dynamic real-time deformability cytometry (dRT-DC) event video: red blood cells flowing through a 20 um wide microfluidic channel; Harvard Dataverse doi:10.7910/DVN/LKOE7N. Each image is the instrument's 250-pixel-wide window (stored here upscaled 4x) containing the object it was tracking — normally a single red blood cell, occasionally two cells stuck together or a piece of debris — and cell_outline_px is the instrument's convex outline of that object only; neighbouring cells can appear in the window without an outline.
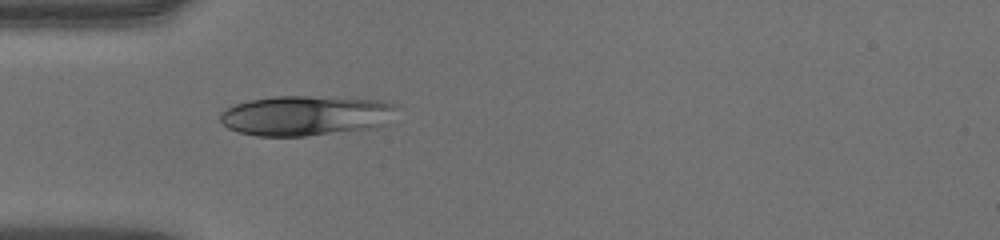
{"species": "human", "species_latin": "Homo sapiens", "temperature_condition": "warm", "stored_images_in_passage": 35, "camera_frame_rate_fps": 3000, "um_per_image_px": 0.085, "donor": {"sex": "male"}, "frame": {"image": 1, "passage_image": 1, "time_ms": 0.0, "image_size_px": [1000, 240], "cell_outline_px": [[400, 104], [384, 124], [376, 128], [308, 136], [256, 136], [240, 132], [228, 128], [220, 120], [220, 112], [236, 104], [248, 100], [272, 96], [308, 96], [384, 100]], "centroid_in_image_um": [26.01, 9.82], "position_along_channel_um": 59.0, "area_um2": 41.44}}
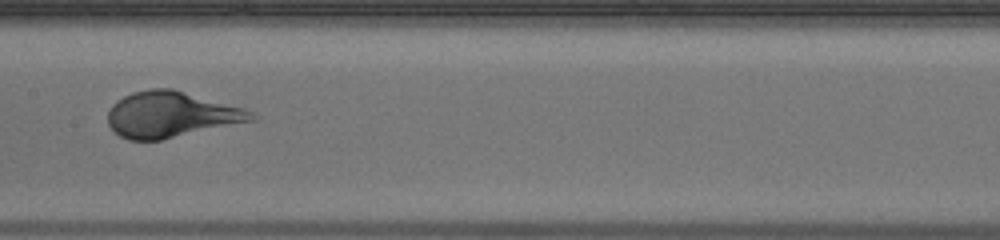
{"frame": {"image": 2, "passage_image": 11, "time_ms": 3.333, "image_size_px": [1000, 240], "cell_outline_px": [[260, 116], [256, 120], [160, 140], [128, 140], [120, 136], [108, 124], [108, 108], [116, 100], [132, 92], [148, 88], [172, 88], [244, 108]], "centroid_in_image_um": [14.54, 9.73], "position_along_channel_um": 192.9, "area_um2": 38.49}}
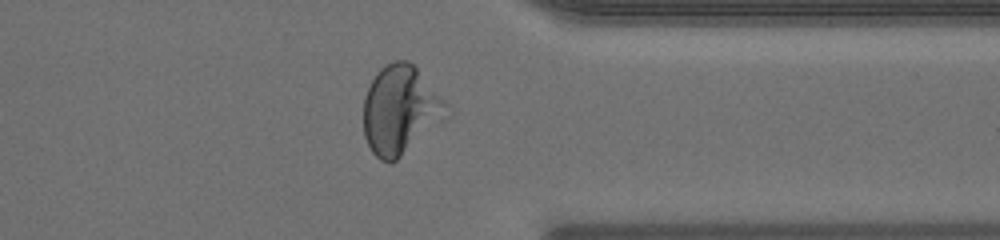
{"frame": {"image": 3, "passage_image": 25, "time_ms": 8.0, "image_size_px": [1000, 240], "cell_outline_px": [[452, 116], [396, 160], [388, 164], [380, 160], [372, 152], [364, 136], [364, 96], [376, 72], [380, 68], [392, 60], [408, 60], [452, 104]], "centroid_in_image_um": [34.12, 9.35], "position_along_channel_um": 377.3, "area_um2": 44.04}}